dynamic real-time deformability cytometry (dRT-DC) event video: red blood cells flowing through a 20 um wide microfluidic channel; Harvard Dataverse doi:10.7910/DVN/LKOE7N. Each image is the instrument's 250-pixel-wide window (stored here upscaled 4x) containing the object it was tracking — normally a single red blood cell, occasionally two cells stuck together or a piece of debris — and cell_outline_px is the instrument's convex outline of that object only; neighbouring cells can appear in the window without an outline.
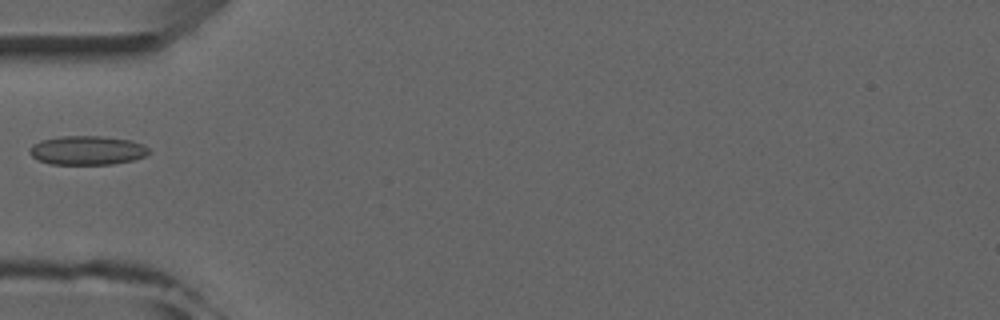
{"species": "common noctule bat (a hibernating species)", "species_latin": "Nyctalus noctula", "temperature_condition": "room temperature", "stored_images_in_passage": 6, "camera_frame_rate_fps": 3000, "um_per_image_px": 0.085, "animal": {"sex": "male", "forearm_length_mm": 52.5}, "frame": {"image": 1, "passage_image": 4, "time_ms": 5.333, "image_size_px": [1000, 320], "cell_outline_px": [[148, 152], [144, 156], [132, 160], [112, 164], [52, 164], [40, 160], [32, 156], [28, 152], [28, 148], [32, 144], [40, 140], [60, 136], [100, 136], [132, 140], [144, 144], [148, 148]], "centroid_in_image_um": [7.38, 12.77], "position_along_channel_um": 77.6, "area_um2": 20.17}}
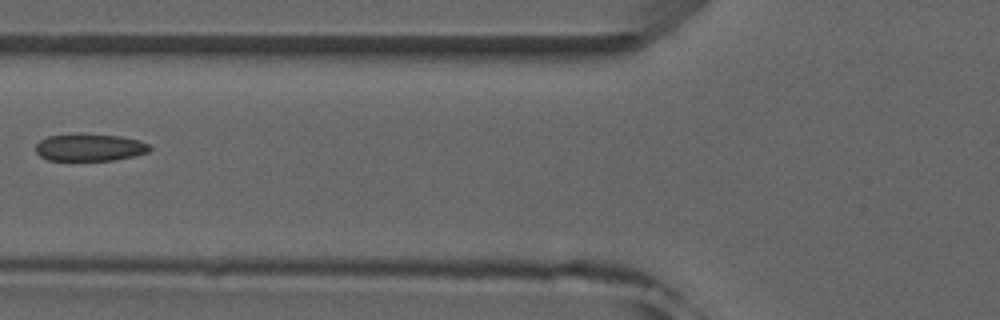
{"frame": {"image": 2, "passage_image": 5, "time_ms": 6.333, "image_size_px": [1000, 320], "cell_outline_px": [[152, 148], [148, 152], [132, 156], [112, 160], [48, 160], [40, 156], [36, 152], [36, 144], [40, 140], [48, 136], [80, 132], [120, 136], [140, 140], [148, 144]], "centroid_in_image_um": [7.6, 12.5], "position_along_channel_um": 118.2, "area_um2": 18.38}}
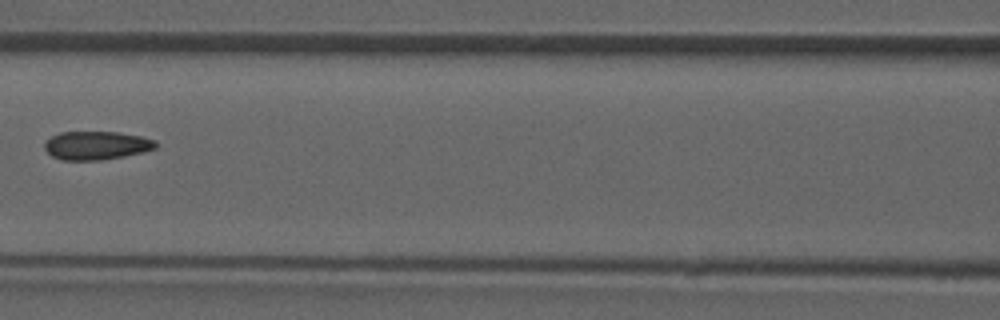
{"frame": {"image": 3, "passage_image": 6, "time_ms": 7.333, "image_size_px": [1000, 320], "cell_outline_px": [[156, 148], [124, 156], [100, 160], [60, 160], [52, 156], [44, 148], [44, 140], [60, 132], [116, 132], [140, 136], [156, 140]], "centroid_in_image_um": [8.15, 12.36], "position_along_channel_um": 158.5, "area_um2": 18.38}}